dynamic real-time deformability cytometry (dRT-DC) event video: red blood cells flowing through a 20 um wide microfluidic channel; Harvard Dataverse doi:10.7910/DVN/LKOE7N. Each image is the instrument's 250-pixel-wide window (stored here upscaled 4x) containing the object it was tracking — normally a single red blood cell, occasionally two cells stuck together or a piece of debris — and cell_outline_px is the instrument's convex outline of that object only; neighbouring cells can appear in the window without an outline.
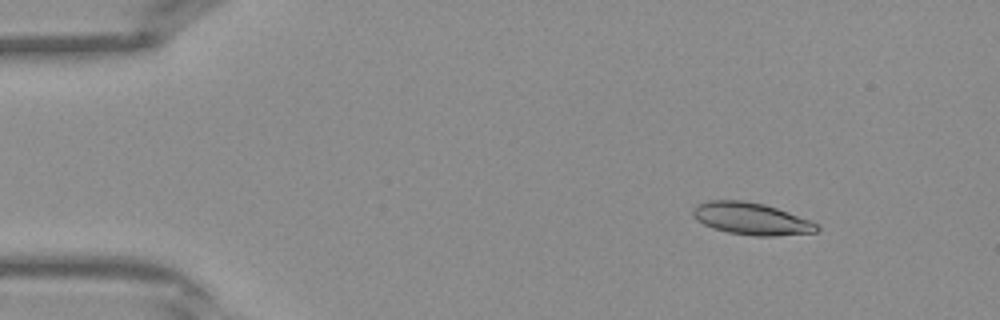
{"species": "Egyptian fruit bat (a non-hibernating species)", "species_latin": "Rousettus aegyptiacus", "temperature_condition": "warm", "stored_images_in_passage": 39, "camera_frame_rate_fps": 3000, "um_per_image_px": 0.085, "frame": {"image": 1, "passage_image": 4, "time_ms": 1.0, "image_size_px": [1000, 320], "cell_outline_px": [[820, 228], [816, 232], [776, 236], [752, 236], [728, 232], [712, 228], [696, 220], [692, 216], [692, 208], [696, 204], [708, 200], [744, 200], [764, 204], [812, 220], [820, 224]], "centroid_in_image_um": [63.86, 18.59], "position_along_channel_um": 21.1, "area_um2": 23.52}}
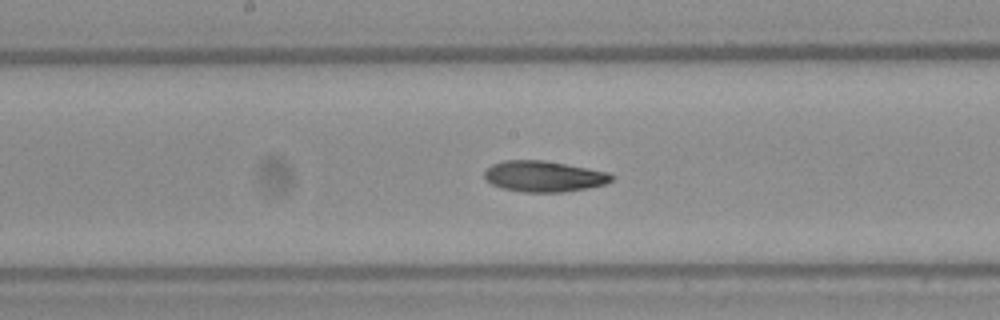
{"frame": {"image": 2, "passage_image": 20, "time_ms": 6.333, "image_size_px": [1000, 320], "cell_outline_px": [[616, 176], [612, 180], [604, 184], [588, 188], [564, 192], [520, 192], [500, 188], [484, 180], [484, 172], [492, 164], [504, 160], [544, 160], [588, 168], [608, 172]], "centroid_in_image_um": [46.21, 14.99], "position_along_channel_um": 202.0, "area_um2": 23.12}}
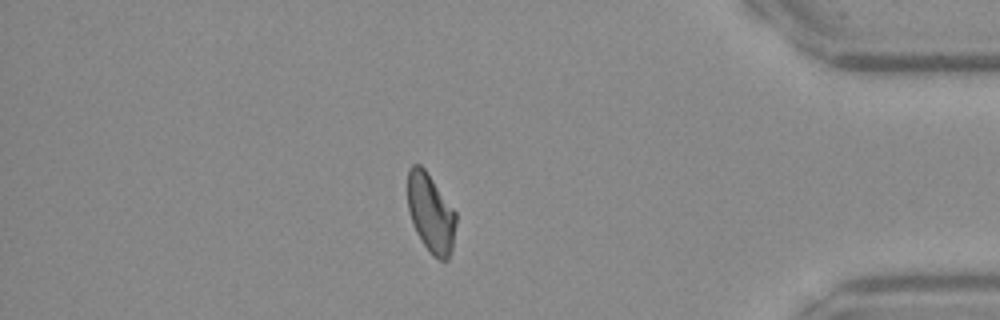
{"frame": {"image": 3, "passage_image": 34, "time_ms": 11.0, "image_size_px": [1000, 320], "cell_outline_px": [[456, 224], [452, 248], [448, 260], [440, 260], [432, 256], [428, 252], [420, 240], [416, 232], [408, 212], [408, 168], [412, 164], [420, 164], [424, 168], [456, 212]], "centroid_in_image_um": [36.6, 18.14], "position_along_channel_um": 398.6, "area_um2": 22.31}}